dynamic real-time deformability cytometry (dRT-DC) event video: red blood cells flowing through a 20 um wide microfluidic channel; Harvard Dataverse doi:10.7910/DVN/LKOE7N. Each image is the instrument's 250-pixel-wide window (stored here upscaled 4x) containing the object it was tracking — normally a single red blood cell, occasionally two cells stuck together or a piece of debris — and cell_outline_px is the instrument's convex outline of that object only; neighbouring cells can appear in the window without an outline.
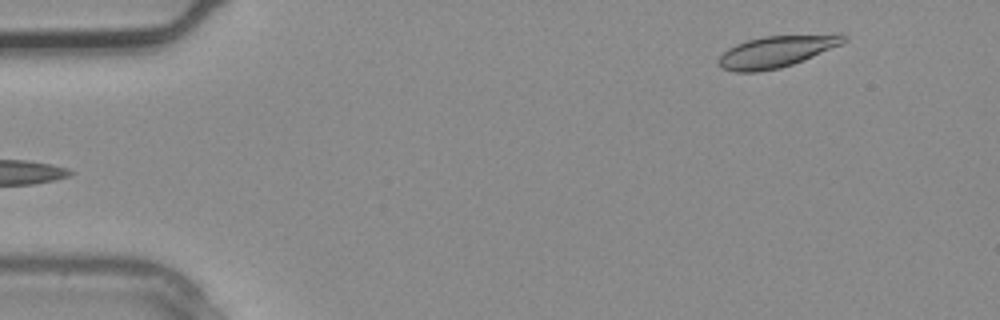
{"species": "common noctule bat (a hibernating species)", "species_latin": "Nyctalus noctula", "temperature_condition": "warm", "stored_images_in_passage": 4, "camera_frame_rate_fps": 3000, "um_per_image_px": 0.085, "animal": {"sex": "male", "body_mass_g": 20.4}, "frame": {"image": 1, "passage_image": 4, "time_ms": 1.0, "image_size_px": [1000, 320], "cell_outline_px": [[848, 40], [844, 44], [804, 60], [780, 68], [756, 72], [736, 72], [720, 68], [716, 64], [716, 60], [728, 48], [736, 44], [748, 40], [764, 36], [840, 32], [844, 32], [848, 36]], "centroid_in_image_um": [66.1, 4.34], "position_along_channel_um": 18.9, "area_um2": 23.93}}